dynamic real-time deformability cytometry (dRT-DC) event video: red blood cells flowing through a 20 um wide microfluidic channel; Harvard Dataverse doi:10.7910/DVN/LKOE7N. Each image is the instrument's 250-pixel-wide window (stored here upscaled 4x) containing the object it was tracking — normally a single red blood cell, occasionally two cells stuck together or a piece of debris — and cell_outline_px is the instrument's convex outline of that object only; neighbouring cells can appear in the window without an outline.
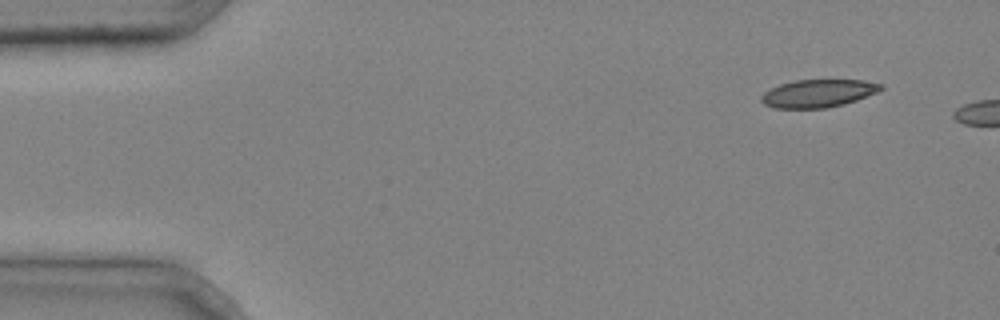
{"species": "common noctule bat (a hibernating species)", "species_latin": "Nyctalus noctula", "temperature_condition": "cold", "stored_images_in_passage": 4, "segment_of_instrument_passage": [2, 2], "camera_frame_rate_fps": 3000, "um_per_image_px": 0.085, "animal": {"sex": "male", "body_mass_g": 20.4}, "frame": {"image": 1, "passage_image": 4, "time_ms": 1.0, "image_size_px": [1000, 320], "cell_outline_px": [[884, 88], [876, 92], [856, 100], [844, 104], [824, 108], [772, 108], [764, 104], [760, 100], [760, 96], [764, 92], [780, 84], [796, 80], [864, 80], [884, 84]], "centroid_in_image_um": [69.53, 7.93], "position_along_channel_um": 15.5, "area_um2": 19.36}}